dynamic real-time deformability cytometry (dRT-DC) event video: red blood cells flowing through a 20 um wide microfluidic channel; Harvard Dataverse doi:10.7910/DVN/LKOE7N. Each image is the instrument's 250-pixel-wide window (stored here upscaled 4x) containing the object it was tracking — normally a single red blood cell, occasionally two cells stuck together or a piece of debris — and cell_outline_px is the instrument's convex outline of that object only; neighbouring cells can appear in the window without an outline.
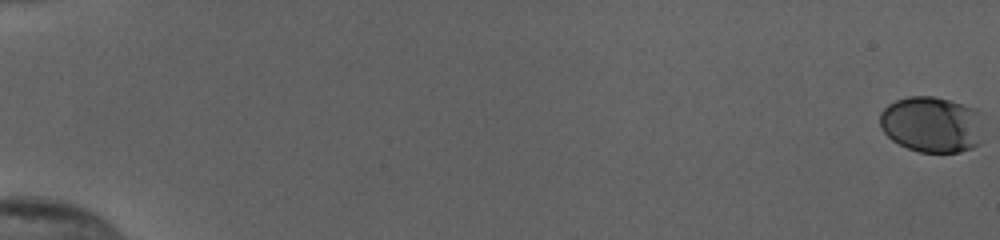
{"species": "human", "species_latin": "Homo sapiens", "temperature_condition": "cold", "stored_images_in_passage": 56, "camera_frame_rate_fps": 3000, "um_per_image_px": 0.085, "donor": {"sex": "female"}, "frame": {"image": 1, "passage_image": 1, "time_ms": 0.0, "image_size_px": [1000, 240], "cell_outline_px": [[984, 140], [980, 144], [972, 148], [960, 152], [920, 152], [908, 148], [892, 140], [884, 132], [880, 124], [880, 112], [888, 104], [896, 100], [908, 96], [932, 96], [948, 100], [976, 108], [980, 112]], "centroid_in_image_um": [79.24, 10.58], "position_along_channel_um": 5.8, "area_um2": 34.22}}
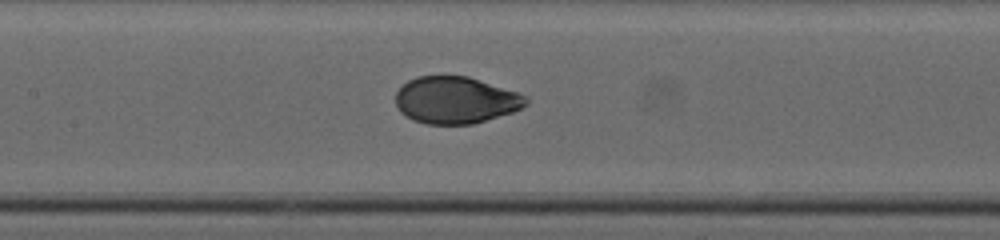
{"frame": {"image": 2, "passage_image": 30, "time_ms": 9.667, "image_size_px": [1000, 240], "cell_outline_px": [[528, 104], [512, 112], [472, 124], [428, 124], [412, 120], [400, 112], [396, 104], [396, 92], [408, 80], [416, 76], [468, 76], [520, 92], [528, 96]], "centroid_in_image_um": [38.75, 8.5], "position_along_channel_um": 168.7, "area_um2": 35.78}}
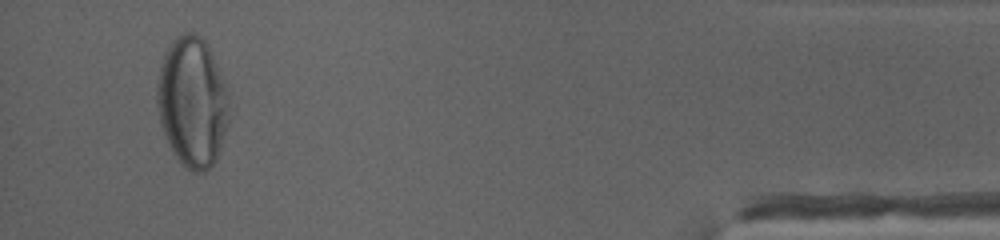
{"frame": {"image": 3, "passage_image": 54, "time_ms": 17.667, "image_size_px": [1000, 240], "cell_outline_px": [[228, 124], [216, 160], [204, 172], [192, 172], [184, 168], [172, 152], [164, 136], [160, 124], [156, 104], [156, 84], [160, 64], [164, 52], [172, 40], [176, 36], [184, 32], [192, 32], [200, 36], [208, 44], [228, 88]], "centroid_in_image_um": [16.32, 8.66], "position_along_channel_um": 418.9, "area_um2": 55.49}, "authors_computed_cell_mechanics": {"area_um2": 36.414, "velocity_mm_per_s": 3.8504, "shape_relaxation_time_tau1_ms": 4.6671, "shape_relaxation_time_tau2_ms": null, "deformation_change_tau1": 0.1756, "deformation_change_tau2": null}}